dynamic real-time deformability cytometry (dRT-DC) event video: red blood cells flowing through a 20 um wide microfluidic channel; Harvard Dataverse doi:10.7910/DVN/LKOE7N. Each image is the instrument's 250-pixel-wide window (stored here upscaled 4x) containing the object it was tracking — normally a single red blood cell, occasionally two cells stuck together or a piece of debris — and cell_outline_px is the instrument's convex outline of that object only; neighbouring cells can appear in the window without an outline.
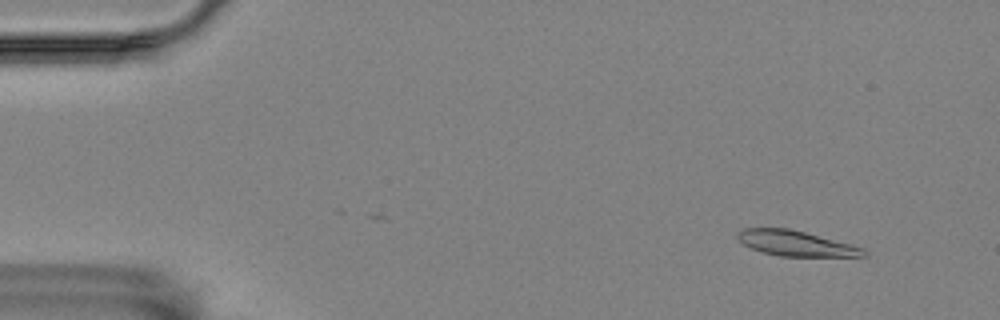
{"species": "Egyptian fruit bat (a non-hibernating species)", "species_latin": "Rousettus aegyptiacus", "temperature_condition": "room temperature", "stored_images_in_passage": 59, "camera_frame_rate_fps": 3000, "um_per_image_px": 0.085, "animal": {"sex": "female"}, "frame": {"image": 1, "passage_image": 6, "time_ms": 1.667, "image_size_px": [1000, 320], "cell_outline_px": [[868, 256], [780, 256], [760, 252], [736, 240], [736, 232], [744, 228], [788, 228], [804, 232], [864, 248], [868, 252]], "centroid_in_image_um": [67.59, 20.69], "position_along_channel_um": 17.4, "area_um2": 18.5}}
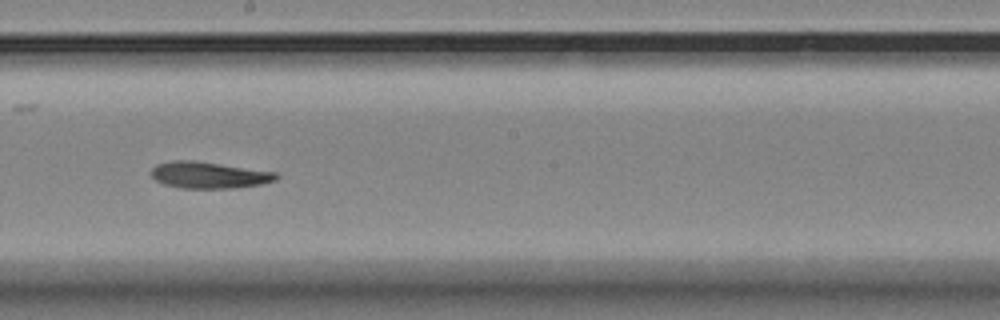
{"frame": {"image": 2, "passage_image": 33, "time_ms": 10.667, "image_size_px": [1000, 320], "cell_outline_px": [[280, 176], [276, 180], [260, 184], [232, 188], [180, 188], [164, 184], [156, 180], [152, 176], [152, 168], [156, 164], [172, 160], [196, 160], [276, 172]], "centroid_in_image_um": [17.76, 14.87], "position_along_channel_um": 230.4, "area_um2": 19.36}}
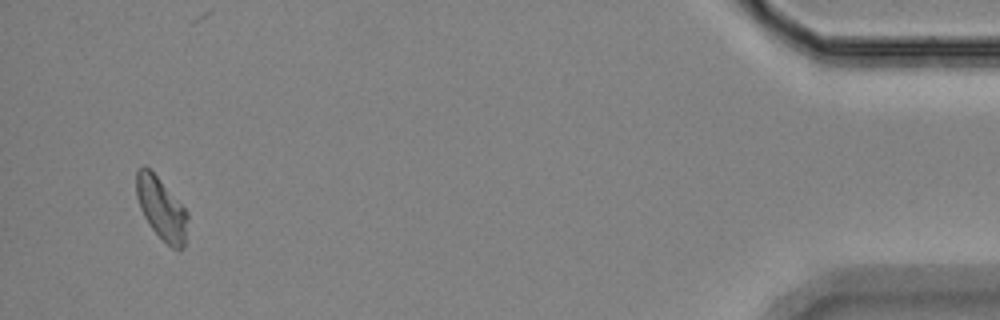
{"frame": {"image": 3, "passage_image": 56, "time_ms": 18.333, "image_size_px": [1000, 320], "cell_outline_px": [[188, 220], [184, 248], [180, 252], [172, 248], [148, 224], [140, 208], [136, 196], [136, 172], [144, 164], [156, 176], [188, 212]], "centroid_in_image_um": [13.73, 17.76], "position_along_channel_um": 421.5, "area_um2": 18.38}, "authors_computed_cell_mechanics": {"area_um2": 19.1896, "velocity_mm_per_s": 3.4578, "shape_relaxation_time_tau1_ms": null, "shape_relaxation_time_tau2_ms": 6.0297, "deformation_change_tau1": null, "deformation_change_tau2": 0.1367}}